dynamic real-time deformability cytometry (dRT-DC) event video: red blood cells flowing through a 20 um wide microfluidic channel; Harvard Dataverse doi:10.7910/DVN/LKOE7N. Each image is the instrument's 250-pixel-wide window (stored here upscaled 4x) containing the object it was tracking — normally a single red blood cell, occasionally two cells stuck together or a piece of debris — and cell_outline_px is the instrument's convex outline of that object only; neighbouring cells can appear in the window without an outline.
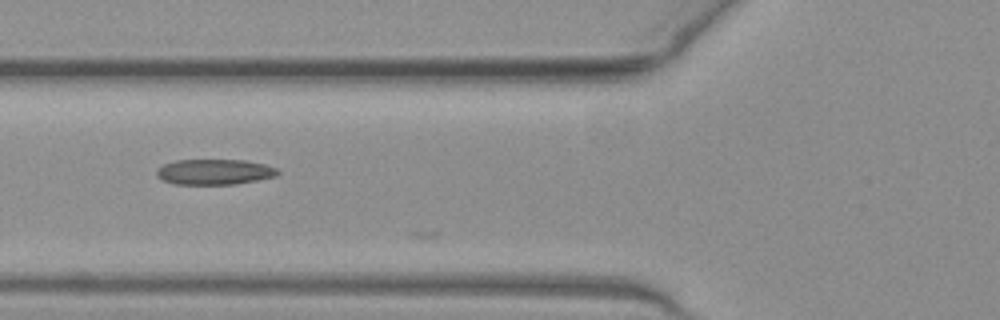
{"species": "common noctule bat (a hibernating species)", "species_latin": "Nyctalus noctula", "temperature_condition": "warm", "stored_images_in_passage": 7, "camera_frame_rate_fps": 3000, "um_per_image_px": 0.085, "animal": {"sex": "female", "body_mass_g": 19.3, "forearm_length_mm": 54.1}, "frame": {"image": 1, "passage_image": 4, "time_ms": 1.0, "image_size_px": [1000, 320], "cell_outline_px": [[280, 172], [276, 176], [236, 184], [176, 184], [164, 180], [156, 176], [156, 168], [164, 164], [176, 160], [244, 160], [264, 164], [276, 168]], "centroid_in_image_um": [18.21, 14.61], "position_along_channel_um": 107.6, "area_um2": 17.92}}